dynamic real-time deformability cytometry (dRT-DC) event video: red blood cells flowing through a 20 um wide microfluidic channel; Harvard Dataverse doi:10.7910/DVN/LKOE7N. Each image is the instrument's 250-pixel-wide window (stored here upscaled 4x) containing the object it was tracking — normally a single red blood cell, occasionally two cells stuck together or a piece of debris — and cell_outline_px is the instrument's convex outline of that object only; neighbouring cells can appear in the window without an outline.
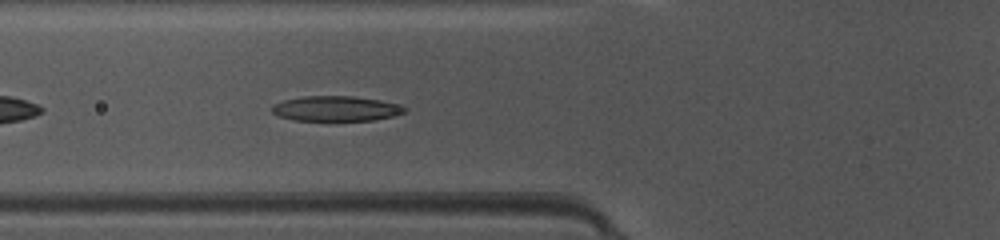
{"species": "common noctule bat (a hibernating species)", "species_latin": "Nyctalus noctula", "temperature_condition": "warm", "stored_images_in_passage": 35, "camera_frame_rate_fps": 3000, "um_per_image_px": 0.085, "animal": {"sex": "female", "body_mass_g": 10.0, "forearm_length_mm": 53.1}, "frame": {"image": 1, "passage_image": 5, "time_ms": 1.333, "image_size_px": [1000, 240], "cell_outline_px": [[408, 108], [404, 112], [392, 116], [372, 120], [296, 120], [280, 116], [272, 112], [272, 104], [284, 100], [304, 96], [352, 96], [380, 100], [396, 104]], "centroid_in_image_um": [28.54, 9.22], "position_along_channel_um": 97.3, "area_um2": 19.13}}
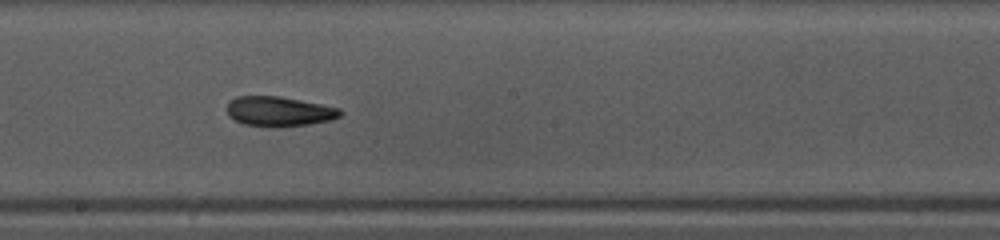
{"frame": {"image": 2, "passage_image": 14, "time_ms": 4.333, "image_size_px": [1000, 240], "cell_outline_px": [[344, 112], [340, 116], [332, 120], [308, 124], [276, 128], [268, 128], [244, 124], [228, 116], [228, 100], [236, 96], [280, 96], [340, 108]], "centroid_in_image_um": [23.72, 9.48], "position_along_channel_um": 224.5, "area_um2": 19.94}}
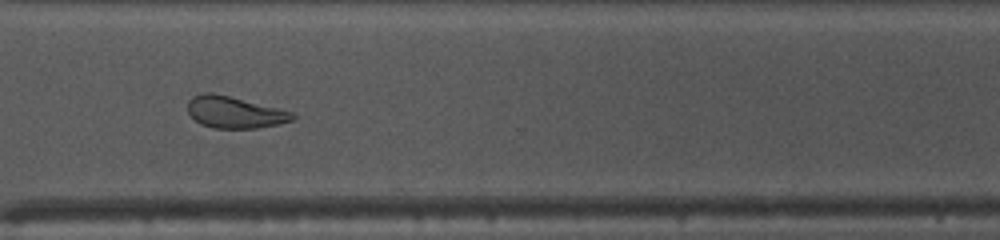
{"frame": {"image": 3, "passage_image": 23, "time_ms": 7.333, "image_size_px": [1000, 240], "cell_outline_px": [[296, 116], [292, 120], [260, 128], [216, 128], [200, 124], [188, 112], [188, 100], [192, 96], [204, 92], [212, 92], [280, 108], [296, 112]], "centroid_in_image_um": [19.96, 9.53], "position_along_channel_um": 350.6, "area_um2": 19.42}, "authors_computed_cell_mechanics": {"area_um2": 19.941, "velocity_mm_per_s": 4.216, "shape_relaxation_time_tau1_ms": null, "shape_relaxation_time_tau2_ms": 4.7934, "deformation_change_tau1": null, "deformation_change_tau2": 0.1332}}